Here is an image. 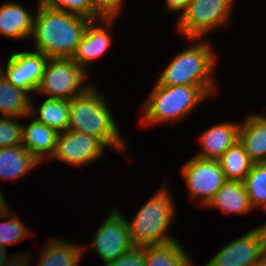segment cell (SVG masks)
Masks as SVG:
<instances>
[{"label":"cell","instance_id":"cell-1","mask_svg":"<svg viewBox=\"0 0 266 266\" xmlns=\"http://www.w3.org/2000/svg\"><path fill=\"white\" fill-rule=\"evenodd\" d=\"M89 21L82 16L38 5L31 35L35 51L48 58H72Z\"/></svg>","mask_w":266,"mask_h":266},{"label":"cell","instance_id":"cell-2","mask_svg":"<svg viewBox=\"0 0 266 266\" xmlns=\"http://www.w3.org/2000/svg\"><path fill=\"white\" fill-rule=\"evenodd\" d=\"M105 101L91 85L82 94L72 98L67 130L83 132L98 139L105 147L124 152L127 144L122 140Z\"/></svg>","mask_w":266,"mask_h":266},{"label":"cell","instance_id":"cell-3","mask_svg":"<svg viewBox=\"0 0 266 266\" xmlns=\"http://www.w3.org/2000/svg\"><path fill=\"white\" fill-rule=\"evenodd\" d=\"M215 55L211 46L199 41L194 46L178 53L161 73L157 84L167 86H199L208 95L215 93L212 70Z\"/></svg>","mask_w":266,"mask_h":266},{"label":"cell","instance_id":"cell-4","mask_svg":"<svg viewBox=\"0 0 266 266\" xmlns=\"http://www.w3.org/2000/svg\"><path fill=\"white\" fill-rule=\"evenodd\" d=\"M174 209L173 200L163 187L128 222L134 246L160 245L176 240L166 232L175 218Z\"/></svg>","mask_w":266,"mask_h":266},{"label":"cell","instance_id":"cell-5","mask_svg":"<svg viewBox=\"0 0 266 266\" xmlns=\"http://www.w3.org/2000/svg\"><path fill=\"white\" fill-rule=\"evenodd\" d=\"M209 95L199 86L156 85L142 112L145 125L177 121L192 112Z\"/></svg>","mask_w":266,"mask_h":266},{"label":"cell","instance_id":"cell-6","mask_svg":"<svg viewBox=\"0 0 266 266\" xmlns=\"http://www.w3.org/2000/svg\"><path fill=\"white\" fill-rule=\"evenodd\" d=\"M87 75L72 58H49L36 92L48 98L71 100L89 87L83 85Z\"/></svg>","mask_w":266,"mask_h":266},{"label":"cell","instance_id":"cell-7","mask_svg":"<svg viewBox=\"0 0 266 266\" xmlns=\"http://www.w3.org/2000/svg\"><path fill=\"white\" fill-rule=\"evenodd\" d=\"M233 3L234 0H192L177 28L189 40H198L210 30L227 25Z\"/></svg>","mask_w":266,"mask_h":266},{"label":"cell","instance_id":"cell-8","mask_svg":"<svg viewBox=\"0 0 266 266\" xmlns=\"http://www.w3.org/2000/svg\"><path fill=\"white\" fill-rule=\"evenodd\" d=\"M182 175L191 197H198L201 205L208 206L217 191L226 182L219 160L189 159L182 168Z\"/></svg>","mask_w":266,"mask_h":266},{"label":"cell","instance_id":"cell-9","mask_svg":"<svg viewBox=\"0 0 266 266\" xmlns=\"http://www.w3.org/2000/svg\"><path fill=\"white\" fill-rule=\"evenodd\" d=\"M266 253V223L220 249L205 266H255Z\"/></svg>","mask_w":266,"mask_h":266},{"label":"cell","instance_id":"cell-10","mask_svg":"<svg viewBox=\"0 0 266 266\" xmlns=\"http://www.w3.org/2000/svg\"><path fill=\"white\" fill-rule=\"evenodd\" d=\"M92 248L104 261L106 266L134 246L129 230L128 220L123 214L113 209L96 231Z\"/></svg>","mask_w":266,"mask_h":266},{"label":"cell","instance_id":"cell-11","mask_svg":"<svg viewBox=\"0 0 266 266\" xmlns=\"http://www.w3.org/2000/svg\"><path fill=\"white\" fill-rule=\"evenodd\" d=\"M104 145L96 138L83 132L66 130L59 133L51 158L80 167L99 159Z\"/></svg>","mask_w":266,"mask_h":266},{"label":"cell","instance_id":"cell-12","mask_svg":"<svg viewBox=\"0 0 266 266\" xmlns=\"http://www.w3.org/2000/svg\"><path fill=\"white\" fill-rule=\"evenodd\" d=\"M48 59L39 51L13 53L7 61L4 77L16 87L36 92Z\"/></svg>","mask_w":266,"mask_h":266},{"label":"cell","instance_id":"cell-13","mask_svg":"<svg viewBox=\"0 0 266 266\" xmlns=\"http://www.w3.org/2000/svg\"><path fill=\"white\" fill-rule=\"evenodd\" d=\"M114 18H100L99 26L96 20H90L84 34L72 56V59L86 72L87 67L97 57L103 55L111 43V36L107 32ZM97 24V26H96ZM102 24V25H101Z\"/></svg>","mask_w":266,"mask_h":266},{"label":"cell","instance_id":"cell-14","mask_svg":"<svg viewBox=\"0 0 266 266\" xmlns=\"http://www.w3.org/2000/svg\"><path fill=\"white\" fill-rule=\"evenodd\" d=\"M240 124L223 122L209 128L200 136L202 151L197 157L219 160L221 156L239 140Z\"/></svg>","mask_w":266,"mask_h":266},{"label":"cell","instance_id":"cell-15","mask_svg":"<svg viewBox=\"0 0 266 266\" xmlns=\"http://www.w3.org/2000/svg\"><path fill=\"white\" fill-rule=\"evenodd\" d=\"M239 129V142L253 163L266 160V116L251 114Z\"/></svg>","mask_w":266,"mask_h":266},{"label":"cell","instance_id":"cell-16","mask_svg":"<svg viewBox=\"0 0 266 266\" xmlns=\"http://www.w3.org/2000/svg\"><path fill=\"white\" fill-rule=\"evenodd\" d=\"M58 135L56 130L34 119L29 125H23L22 146L41 162L46 153L52 157Z\"/></svg>","mask_w":266,"mask_h":266},{"label":"cell","instance_id":"cell-17","mask_svg":"<svg viewBox=\"0 0 266 266\" xmlns=\"http://www.w3.org/2000/svg\"><path fill=\"white\" fill-rule=\"evenodd\" d=\"M34 16L16 2L0 6V34L13 39L32 35Z\"/></svg>","mask_w":266,"mask_h":266},{"label":"cell","instance_id":"cell-18","mask_svg":"<svg viewBox=\"0 0 266 266\" xmlns=\"http://www.w3.org/2000/svg\"><path fill=\"white\" fill-rule=\"evenodd\" d=\"M207 207H217L222 212L235 214L252 210L244 183L233 180H226Z\"/></svg>","mask_w":266,"mask_h":266},{"label":"cell","instance_id":"cell-19","mask_svg":"<svg viewBox=\"0 0 266 266\" xmlns=\"http://www.w3.org/2000/svg\"><path fill=\"white\" fill-rule=\"evenodd\" d=\"M40 163L24 146L0 148V178L13 180Z\"/></svg>","mask_w":266,"mask_h":266},{"label":"cell","instance_id":"cell-20","mask_svg":"<svg viewBox=\"0 0 266 266\" xmlns=\"http://www.w3.org/2000/svg\"><path fill=\"white\" fill-rule=\"evenodd\" d=\"M29 92L14 86L5 77L0 80L1 116L25 118L30 116L31 106Z\"/></svg>","mask_w":266,"mask_h":266},{"label":"cell","instance_id":"cell-21","mask_svg":"<svg viewBox=\"0 0 266 266\" xmlns=\"http://www.w3.org/2000/svg\"><path fill=\"white\" fill-rule=\"evenodd\" d=\"M146 266H193L177 240L160 245L144 246Z\"/></svg>","mask_w":266,"mask_h":266},{"label":"cell","instance_id":"cell-22","mask_svg":"<svg viewBox=\"0 0 266 266\" xmlns=\"http://www.w3.org/2000/svg\"><path fill=\"white\" fill-rule=\"evenodd\" d=\"M62 240H49L37 266H78L84 247Z\"/></svg>","mask_w":266,"mask_h":266},{"label":"cell","instance_id":"cell-23","mask_svg":"<svg viewBox=\"0 0 266 266\" xmlns=\"http://www.w3.org/2000/svg\"><path fill=\"white\" fill-rule=\"evenodd\" d=\"M38 113L31 106L30 115L39 116L35 119L56 130L58 133L64 132L69 126L70 100L47 98L39 107Z\"/></svg>","mask_w":266,"mask_h":266},{"label":"cell","instance_id":"cell-24","mask_svg":"<svg viewBox=\"0 0 266 266\" xmlns=\"http://www.w3.org/2000/svg\"><path fill=\"white\" fill-rule=\"evenodd\" d=\"M219 162L226 180L242 182L253 165L239 140L221 156Z\"/></svg>","mask_w":266,"mask_h":266},{"label":"cell","instance_id":"cell-25","mask_svg":"<svg viewBox=\"0 0 266 266\" xmlns=\"http://www.w3.org/2000/svg\"><path fill=\"white\" fill-rule=\"evenodd\" d=\"M243 183L251 207L261 206L266 209V164L253 163Z\"/></svg>","mask_w":266,"mask_h":266},{"label":"cell","instance_id":"cell-26","mask_svg":"<svg viewBox=\"0 0 266 266\" xmlns=\"http://www.w3.org/2000/svg\"><path fill=\"white\" fill-rule=\"evenodd\" d=\"M37 3L48 9L65 11L89 20H99L101 18L92 9L90 0H39Z\"/></svg>","mask_w":266,"mask_h":266},{"label":"cell","instance_id":"cell-27","mask_svg":"<svg viewBox=\"0 0 266 266\" xmlns=\"http://www.w3.org/2000/svg\"><path fill=\"white\" fill-rule=\"evenodd\" d=\"M15 119L21 117L0 116V148L22 145L23 125Z\"/></svg>","mask_w":266,"mask_h":266},{"label":"cell","instance_id":"cell-28","mask_svg":"<svg viewBox=\"0 0 266 266\" xmlns=\"http://www.w3.org/2000/svg\"><path fill=\"white\" fill-rule=\"evenodd\" d=\"M11 214L10 209L4 212V216H9V220L0 223V246L3 247L21 241L28 233L22 221Z\"/></svg>","mask_w":266,"mask_h":266},{"label":"cell","instance_id":"cell-29","mask_svg":"<svg viewBox=\"0 0 266 266\" xmlns=\"http://www.w3.org/2000/svg\"><path fill=\"white\" fill-rule=\"evenodd\" d=\"M106 266H146L144 246H133Z\"/></svg>","mask_w":266,"mask_h":266},{"label":"cell","instance_id":"cell-30","mask_svg":"<svg viewBox=\"0 0 266 266\" xmlns=\"http://www.w3.org/2000/svg\"><path fill=\"white\" fill-rule=\"evenodd\" d=\"M124 0H90L92 9L101 18H116Z\"/></svg>","mask_w":266,"mask_h":266},{"label":"cell","instance_id":"cell-31","mask_svg":"<svg viewBox=\"0 0 266 266\" xmlns=\"http://www.w3.org/2000/svg\"><path fill=\"white\" fill-rule=\"evenodd\" d=\"M191 1L192 0H166V8L167 10L172 12L181 10V12L184 13L185 9L188 7Z\"/></svg>","mask_w":266,"mask_h":266},{"label":"cell","instance_id":"cell-32","mask_svg":"<svg viewBox=\"0 0 266 266\" xmlns=\"http://www.w3.org/2000/svg\"><path fill=\"white\" fill-rule=\"evenodd\" d=\"M29 257H30V255H28V253H27V255L26 254L22 255L21 257H20V255H17V257L16 256L13 258L11 257V259L8 258L3 263L2 266H29V263H30V262H28V261H30Z\"/></svg>","mask_w":266,"mask_h":266},{"label":"cell","instance_id":"cell-33","mask_svg":"<svg viewBox=\"0 0 266 266\" xmlns=\"http://www.w3.org/2000/svg\"><path fill=\"white\" fill-rule=\"evenodd\" d=\"M3 196L4 195L0 191V218H1V216L5 217L4 212H6L9 209L7 204H6V201H5L6 199H4Z\"/></svg>","mask_w":266,"mask_h":266},{"label":"cell","instance_id":"cell-34","mask_svg":"<svg viewBox=\"0 0 266 266\" xmlns=\"http://www.w3.org/2000/svg\"><path fill=\"white\" fill-rule=\"evenodd\" d=\"M6 247L0 246V266L7 260Z\"/></svg>","mask_w":266,"mask_h":266},{"label":"cell","instance_id":"cell-35","mask_svg":"<svg viewBox=\"0 0 266 266\" xmlns=\"http://www.w3.org/2000/svg\"><path fill=\"white\" fill-rule=\"evenodd\" d=\"M255 266H266V253L259 259Z\"/></svg>","mask_w":266,"mask_h":266},{"label":"cell","instance_id":"cell-36","mask_svg":"<svg viewBox=\"0 0 266 266\" xmlns=\"http://www.w3.org/2000/svg\"><path fill=\"white\" fill-rule=\"evenodd\" d=\"M5 69L2 68V66L0 65V80L4 78V74H5Z\"/></svg>","mask_w":266,"mask_h":266}]
</instances>
